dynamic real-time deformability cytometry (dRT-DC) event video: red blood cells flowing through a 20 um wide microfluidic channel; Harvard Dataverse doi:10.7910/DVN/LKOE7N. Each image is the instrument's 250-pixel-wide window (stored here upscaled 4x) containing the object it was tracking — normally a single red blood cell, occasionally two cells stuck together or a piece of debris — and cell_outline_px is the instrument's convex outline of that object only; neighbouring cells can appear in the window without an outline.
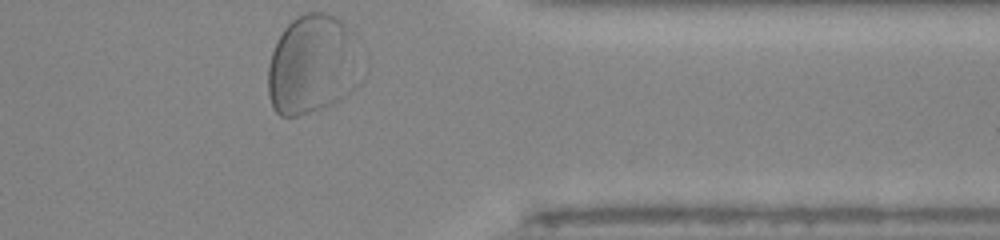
{"species": "human", "species_latin": "Homo sapiens", "temperature_condition": "room temperature", "stored_images_in_passage": 31, "camera_frame_rate_fps": 3000, "um_per_image_px": 0.085, "donor": {"sex": "male"}, "frame": {"image": 1, "passage_image": 31, "time_ms": 10.0, "image_size_px": [1000, 240], "cell_outline_px": [[352, 88], [348, 92], [328, 108], [300, 116], [280, 116], [272, 108], [268, 96], [268, 64], [276, 40], [284, 28], [296, 16], [304, 12], [324, 12], [340, 20], [352, 32]], "centroid_in_image_um": [26.37, 5.52], "position_along_channel_um": 385.0, "area_um2": 52.37}}